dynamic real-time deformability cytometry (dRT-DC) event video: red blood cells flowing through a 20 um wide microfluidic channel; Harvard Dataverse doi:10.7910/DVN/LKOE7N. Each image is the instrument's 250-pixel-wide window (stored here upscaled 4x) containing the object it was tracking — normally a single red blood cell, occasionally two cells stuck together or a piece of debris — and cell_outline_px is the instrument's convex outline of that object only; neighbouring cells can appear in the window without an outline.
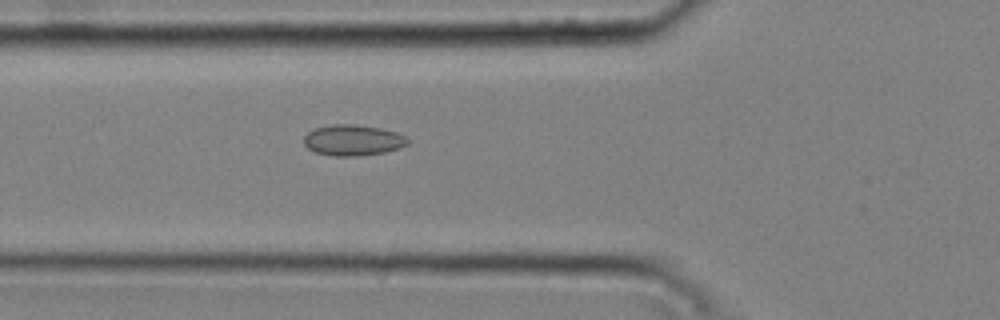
{"species": "common noctule bat (a hibernating species)", "species_latin": "Nyctalus noctula", "temperature_condition": "cold", "stored_images_in_passage": 48, "camera_frame_rate_fps": 3000, "um_per_image_px": 0.085, "animal": {"sex": "male", "body_mass_g": 20.4}, "frame": {"image": 1, "passage_image": 19, "time_ms": 6.0, "image_size_px": [1000, 320], "cell_outline_px": [[408, 144], [400, 148], [384, 152], [356, 156], [332, 156], [316, 152], [308, 148], [304, 144], [304, 136], [308, 132], [316, 128], [332, 124], [356, 124], [380, 128], [396, 132], [404, 136], [408, 140]], "centroid_in_image_um": [29.99, 11.91], "position_along_channel_um": 95.8, "area_um2": 18.61}}
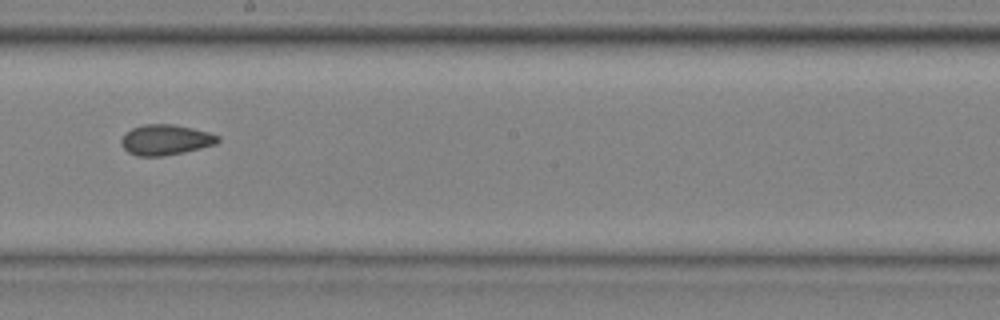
{"frame": {"image": 2, "passage_image": 30, "time_ms": 9.667, "image_size_px": [1000, 320], "cell_outline_px": [[220, 140], [216, 144], [184, 152], [164, 156], [136, 156], [128, 152], [120, 144], [120, 140], [132, 128], [144, 124], [172, 124], [192, 128], [208, 132], [220, 136]], "centroid_in_image_um": [14.08, 11.89], "position_along_channel_um": 234.1, "area_um2": 17.11}}
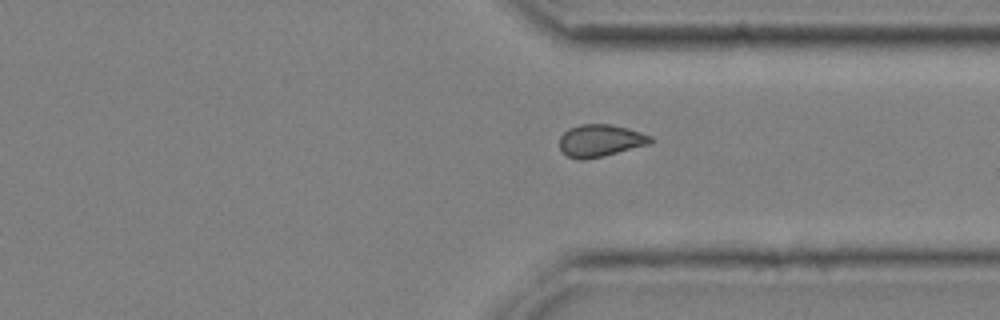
{"frame": {"image": 3, "passage_image": 40, "time_ms": 13.0, "image_size_px": [1000, 320], "cell_outline_px": [[652, 144], [604, 156], [584, 160], [580, 160], [568, 156], [560, 148], [560, 136], [568, 128], [580, 124], [612, 124], [628, 128], [652, 136]], "centroid_in_image_um": [51.05, 11.95], "position_along_channel_um": 360.3, "area_um2": 17.28}, "authors_computed_cell_mechanics": {"area_um2": 17.5712, "velocity_mm_per_s": 3.7687, "shape_relaxation_time_tau1_ms": null, "shape_relaxation_time_tau2_ms": 3.0427, "deformation_change_tau1": null, "deformation_change_tau2": 0.0663}}